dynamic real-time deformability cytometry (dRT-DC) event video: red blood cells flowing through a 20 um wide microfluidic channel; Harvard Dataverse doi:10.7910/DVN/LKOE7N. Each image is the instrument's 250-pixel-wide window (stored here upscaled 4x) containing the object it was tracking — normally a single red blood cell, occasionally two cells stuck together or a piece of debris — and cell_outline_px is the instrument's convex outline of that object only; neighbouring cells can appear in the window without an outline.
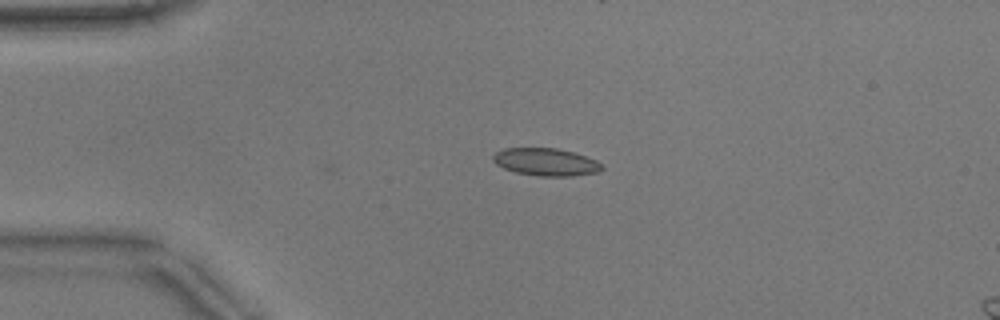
{"species": "common noctule bat (a hibernating species)", "species_latin": "Nyctalus noctula", "temperature_condition": "warm", "stored_images_in_passage": 34, "camera_frame_rate_fps": 3000, "um_per_image_px": 0.085, "animal": {"sex": "male", "body_mass_g": 17.9}, "frame": {"image": 1, "passage_image": 1, "time_ms": 0.0, "image_size_px": [1000, 320], "cell_outline_px": [[604, 168], [596, 172], [572, 176], [540, 176], [516, 172], [504, 168], [496, 164], [492, 160], [492, 156], [496, 152], [504, 148], [556, 148], [572, 152], [596, 160]], "centroid_in_image_um": [46.36, 13.76], "position_along_channel_um": 38.6, "area_um2": 17.28}}
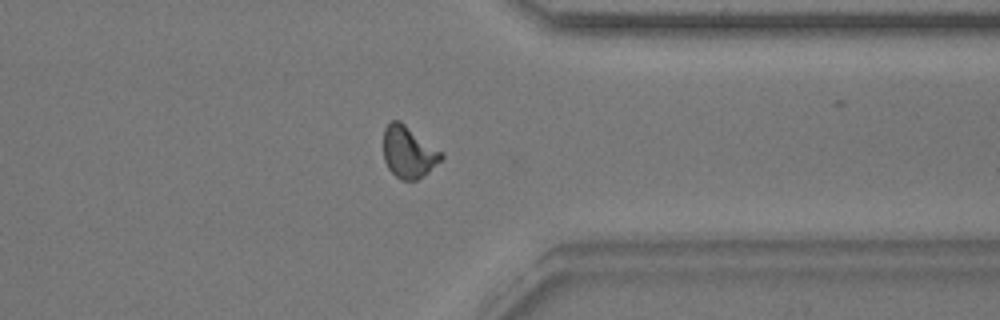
{"frame": {"image": 2, "passage_image": 30, "time_ms": 9.667, "image_size_px": [1000, 320], "cell_outline_px": [[444, 156], [428, 172], [416, 180], [400, 180], [388, 168], [384, 160], [384, 128], [392, 120], [400, 120], [444, 152]], "centroid_in_image_um": [34.73, 12.91], "position_along_channel_um": 376.7, "area_um2": 17.51}, "authors_computed_cell_mechanics": {"area_um2": 17.2822, "velocity_mm_per_s": 3.8675, "shape_relaxation_time_tau1_ms": 4.9202, "shape_relaxation_time_tau2_ms": 0.6791, "deformation_change_tau1": 0.1302, "deformation_change_tau2": 0.0472}}